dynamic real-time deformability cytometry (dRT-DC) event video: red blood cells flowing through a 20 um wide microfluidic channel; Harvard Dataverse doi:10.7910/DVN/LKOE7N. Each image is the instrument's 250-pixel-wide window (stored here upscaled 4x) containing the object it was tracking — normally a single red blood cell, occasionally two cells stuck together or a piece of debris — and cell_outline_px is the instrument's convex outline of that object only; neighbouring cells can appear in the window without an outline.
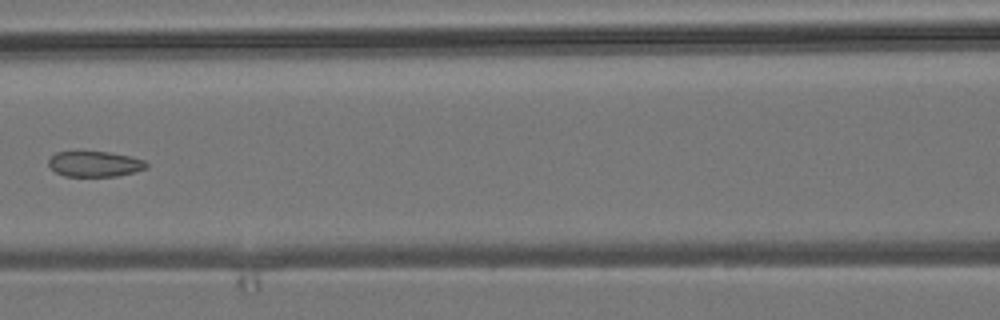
{"species": "common noctule bat (a hibernating species)", "species_latin": "Nyctalus noctula", "temperature_condition": "room temperature", "stored_images_in_passage": 4, "camera_frame_rate_fps": 3000, "um_per_image_px": 0.085, "animal": {"sex": "male", "body_mass_g": 19.2, "forearm_length_mm": 51.8}, "frame": {"image": 1, "passage_image": 4, "time_ms": 3.333, "image_size_px": [1000, 320], "cell_outline_px": [[148, 168], [116, 176], [64, 176], [56, 172], [48, 164], [48, 160], [56, 152], [108, 152], [128, 156], [144, 160], [148, 164]], "centroid_in_image_um": [8.05, 13.94], "position_along_channel_um": 158.5, "area_um2": 14.33}}